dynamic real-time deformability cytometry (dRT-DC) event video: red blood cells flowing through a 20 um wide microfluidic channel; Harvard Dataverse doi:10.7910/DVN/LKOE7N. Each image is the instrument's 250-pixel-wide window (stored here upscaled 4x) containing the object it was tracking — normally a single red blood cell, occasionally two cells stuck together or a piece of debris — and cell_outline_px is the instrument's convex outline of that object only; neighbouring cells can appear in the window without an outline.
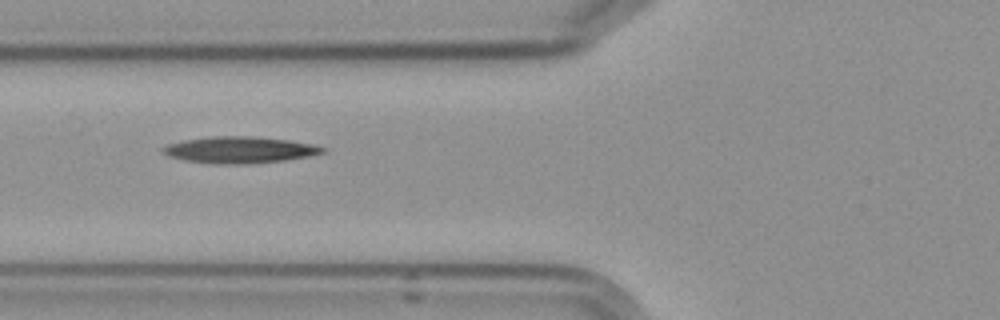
{"species": "Egyptian fruit bat (a non-hibernating species)", "species_latin": "Rousettus aegyptiacus", "temperature_condition": "cold", "stored_images_in_passage": 14, "camera_frame_rate_fps": 3000, "um_per_image_px": 0.085, "frame": {"image": 1, "passage_image": 5, "time_ms": 5.667, "image_size_px": [1000, 320], "cell_outline_px": [[328, 148], [324, 152], [308, 156], [284, 160], [236, 164], [220, 164], [188, 160], [172, 156], [164, 152], [160, 148], [168, 144], [184, 140], [212, 136], [252, 136], [288, 140], [312, 144]], "centroid_in_image_um": [20.4, 12.72], "position_along_channel_um": 105.4, "area_um2": 24.16}}
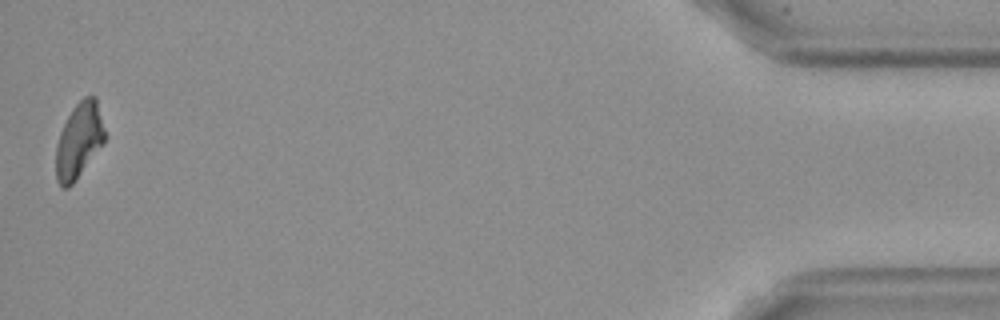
{"frame": {"image": 2, "passage_image": 14, "time_ms": 17.0, "image_size_px": [1000, 320], "cell_outline_px": [[104, 144], [76, 180], [68, 188], [64, 188], [56, 180], [56, 144], [60, 132], [72, 108], [84, 96], [96, 96], [104, 132]], "centroid_in_image_um": [6.7, 11.96], "position_along_channel_um": 428.5, "area_um2": 21.33}}